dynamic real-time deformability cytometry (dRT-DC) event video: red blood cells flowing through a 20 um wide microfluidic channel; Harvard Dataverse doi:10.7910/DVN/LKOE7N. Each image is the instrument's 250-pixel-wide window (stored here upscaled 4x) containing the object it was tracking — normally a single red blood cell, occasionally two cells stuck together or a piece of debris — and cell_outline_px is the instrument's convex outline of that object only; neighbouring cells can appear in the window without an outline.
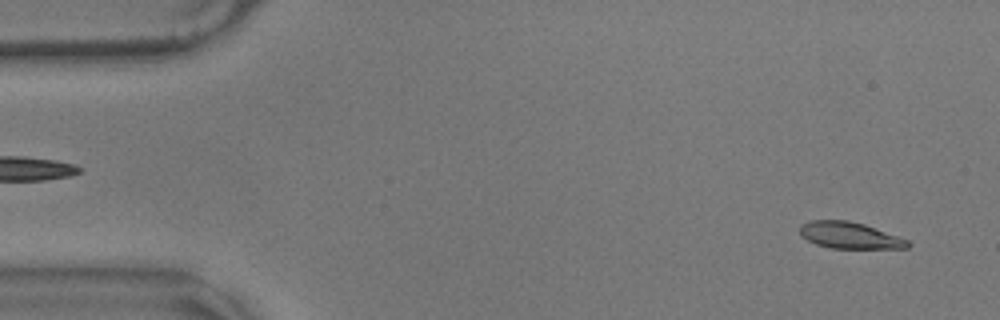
{"species": "common noctule bat (a hibernating species)", "species_latin": "Nyctalus noctula", "temperature_condition": "warm", "stored_images_in_passage": 13, "camera_frame_rate_fps": 3000, "um_per_image_px": 0.085, "animal": {"sex": "male", "body_mass_g": 17.9}, "frame": {"image": 1, "passage_image": 3, "time_ms": 0.667, "image_size_px": [1000, 320], "cell_outline_px": [[912, 244], [908, 248], [832, 248], [816, 244], [800, 236], [800, 224], [808, 220], [848, 220], [864, 224], [908, 240]], "centroid_in_image_um": [72.19, 20.0], "position_along_channel_um": 12.8, "area_um2": 16.65}}